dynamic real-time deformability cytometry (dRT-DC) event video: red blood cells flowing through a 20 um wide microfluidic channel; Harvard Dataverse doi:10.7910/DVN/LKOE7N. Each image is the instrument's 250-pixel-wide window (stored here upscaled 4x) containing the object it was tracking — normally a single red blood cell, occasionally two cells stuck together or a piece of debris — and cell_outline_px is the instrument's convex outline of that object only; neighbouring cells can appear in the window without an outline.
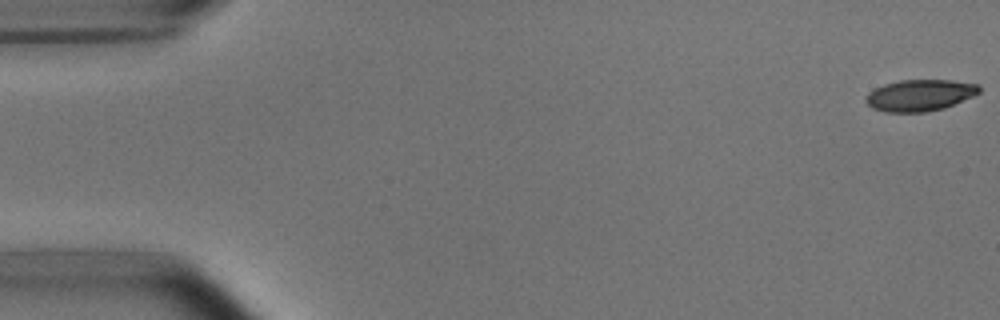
{"species": "common noctule bat (a hibernating species)", "species_latin": "Nyctalus noctula", "temperature_condition": "room temperature", "stored_images_in_passage": 5, "camera_frame_rate_fps": 3000, "um_per_image_px": 0.085, "animal": {"sex": "male", "body_mass_g": 15.6}, "frame": {"image": 1, "passage_image": 1, "time_ms": 0.0, "image_size_px": [1000, 320], "cell_outline_px": [[980, 92], [972, 96], [944, 108], [924, 112], [884, 112], [872, 108], [864, 100], [864, 96], [868, 92], [884, 84], [900, 80], [952, 80], [980, 84]], "centroid_in_image_um": [78.16, 8.09], "position_along_channel_um": 6.8, "area_um2": 20.87}}
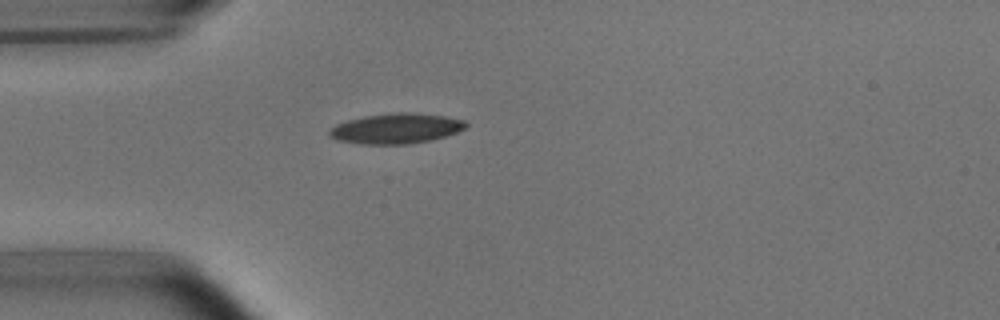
{"frame": {"image": 2, "passage_image": 5, "time_ms": 4.667, "image_size_px": [1000, 320], "cell_outline_px": [[468, 124], [464, 128], [456, 132], [432, 140], [408, 144], [360, 144], [336, 140], [328, 136], [328, 132], [336, 124], [348, 120], [364, 116], [400, 112], [408, 112], [444, 116], [464, 120]], "centroid_in_image_um": [33.63, 10.93], "position_along_channel_um": 51.4, "area_um2": 23.93}}